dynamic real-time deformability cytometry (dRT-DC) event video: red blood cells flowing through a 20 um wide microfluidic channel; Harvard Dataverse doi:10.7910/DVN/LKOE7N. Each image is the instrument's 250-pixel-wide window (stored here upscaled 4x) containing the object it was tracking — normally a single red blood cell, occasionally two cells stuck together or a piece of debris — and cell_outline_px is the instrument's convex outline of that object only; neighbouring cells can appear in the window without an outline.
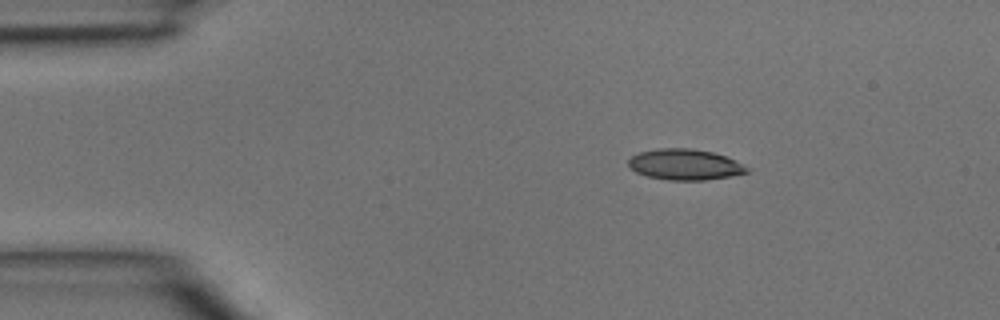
{"species": "common noctule bat (a hibernating species)", "species_latin": "Nyctalus noctula", "temperature_condition": "room temperature", "stored_images_in_passage": 2, "camera_frame_rate_fps": 3000, "um_per_image_px": 0.085, "animal": {"sex": "male", "body_mass_g": 15.6}, "frame": {"image": 1, "passage_image": 1, "time_ms": 0.0, "image_size_px": [1000, 320], "cell_outline_px": [[748, 172], [728, 176], [704, 180], [668, 180], [648, 176], [636, 172], [628, 164], [628, 160], [632, 156], [640, 152], [656, 148], [692, 148], [712, 152], [736, 160], [748, 168]], "centroid_in_image_um": [58.19, 13.97], "position_along_channel_um": 26.8, "area_um2": 21.1}}